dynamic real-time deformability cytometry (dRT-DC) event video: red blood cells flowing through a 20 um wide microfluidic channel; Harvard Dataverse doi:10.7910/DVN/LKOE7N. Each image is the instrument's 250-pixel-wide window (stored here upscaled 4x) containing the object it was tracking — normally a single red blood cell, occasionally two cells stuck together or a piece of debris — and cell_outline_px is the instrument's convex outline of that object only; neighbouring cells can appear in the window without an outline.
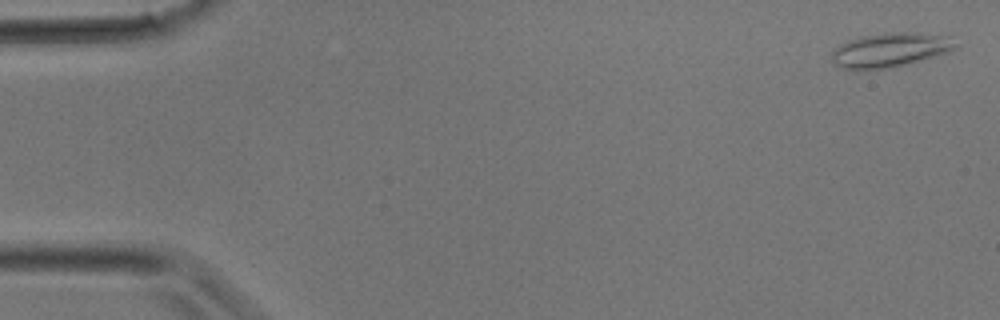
{"species": "common noctule bat (a hibernating species)", "species_latin": "Nyctalus noctula", "temperature_condition": "room temperature", "stored_images_in_passage": 4, "camera_frame_rate_fps": 3000, "um_per_image_px": 0.085, "animal": {"sex": "male", "body_mass_g": 17.9}, "frame": {"image": 1, "passage_image": 1, "time_ms": 0.0, "image_size_px": [1000, 320], "cell_outline_px": [[956, 44], [952, 52], [896, 68], [840, 68], [832, 64], [832, 52], [840, 44], [848, 40], [860, 36], [884, 32], [916, 32], [948, 36]], "centroid_in_image_um": [75.69, 4.24], "position_along_channel_um": 9.3, "area_um2": 25.03}}